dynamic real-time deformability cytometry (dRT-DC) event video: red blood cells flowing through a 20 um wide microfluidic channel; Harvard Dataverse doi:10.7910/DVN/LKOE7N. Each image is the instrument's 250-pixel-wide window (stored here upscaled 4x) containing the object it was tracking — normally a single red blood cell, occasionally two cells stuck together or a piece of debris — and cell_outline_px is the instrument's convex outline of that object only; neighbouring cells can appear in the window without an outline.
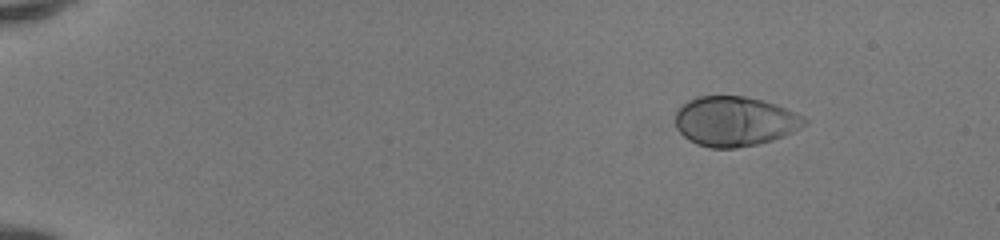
{"species": "human", "species_latin": "Homo sapiens", "temperature_condition": "room temperature", "stored_images_in_passage": 45, "camera_frame_rate_fps": 3000, "um_per_image_px": 0.085, "donor": {"sex": "female"}, "frame": {"image": 1, "passage_image": 1, "time_ms": 0.0, "image_size_px": [1000, 240], "cell_outline_px": [[808, 124], [784, 136], [772, 140], [756, 144], [736, 148], [712, 148], [696, 144], [688, 140], [676, 128], [676, 108], [680, 104], [696, 96], [744, 96], [776, 104], [796, 112], [804, 116], [808, 120]], "centroid_in_image_um": [62.44, 10.3], "position_along_channel_um": 22.6, "area_um2": 37.74}}
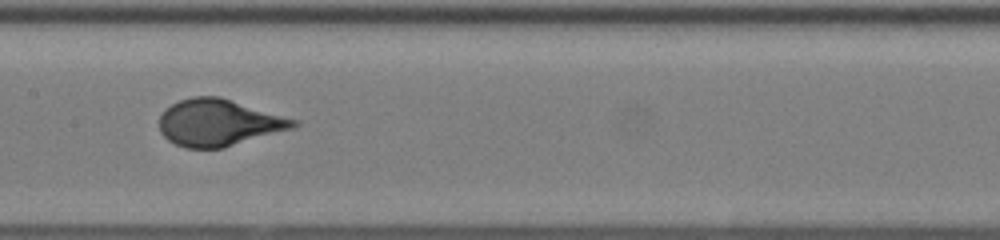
{"frame": {"image": 2, "passage_image": 22, "time_ms": 7.0, "image_size_px": [1000, 240], "cell_outline_px": [[300, 124], [292, 128], [224, 148], [184, 148], [168, 140], [160, 132], [160, 116], [164, 108], [180, 100], [192, 96], [220, 96], [300, 120]], "centroid_in_image_um": [18.6, 10.41], "position_along_channel_um": 188.8, "area_um2": 36.76}}
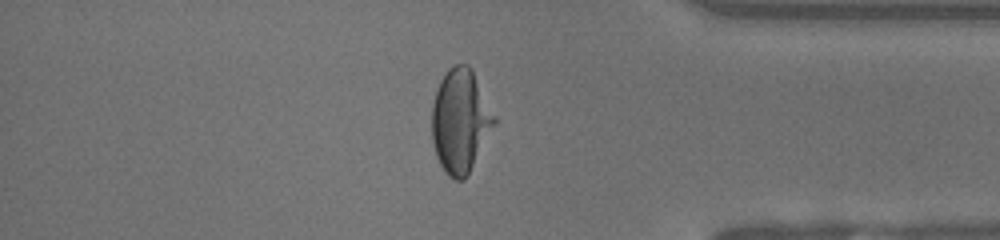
{"frame": {"image": 3, "passage_image": 38, "time_ms": 12.333, "image_size_px": [1000, 240], "cell_outline_px": [[496, 124], [464, 180], [452, 180], [444, 172], [436, 156], [432, 140], [432, 104], [440, 80], [448, 68], [456, 64], [468, 64], [472, 68], [496, 116]], "centroid_in_image_um": [39.13, 10.27], "position_along_channel_um": 396.1, "area_um2": 37.86}}